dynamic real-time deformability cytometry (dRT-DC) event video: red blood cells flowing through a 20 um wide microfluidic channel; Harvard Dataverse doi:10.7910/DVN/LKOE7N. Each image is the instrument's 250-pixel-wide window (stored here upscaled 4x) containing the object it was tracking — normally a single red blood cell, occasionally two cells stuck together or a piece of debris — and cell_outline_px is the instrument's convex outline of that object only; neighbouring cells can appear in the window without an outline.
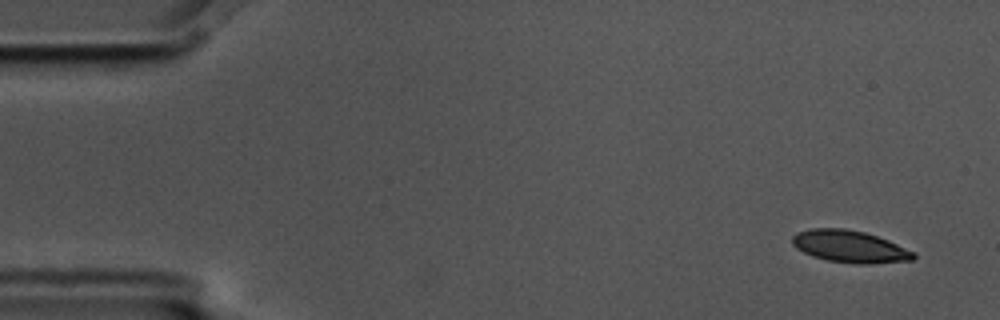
{"species": "common noctule bat (a hibernating species)", "species_latin": "Nyctalus noctula", "temperature_condition": "cold", "stored_images_in_passage": 4, "camera_frame_rate_fps": 3000, "um_per_image_px": 0.085, "animal": {"sex": "male", "body_mass_g": 17.5, "forearm_length_mm": 52.3}, "frame": {"image": 1, "passage_image": 1, "time_ms": 0.0, "image_size_px": [1000, 320], "cell_outline_px": [[916, 256], [912, 260], [868, 264], [856, 264], [828, 260], [812, 256], [796, 248], [792, 244], [792, 236], [796, 232], [812, 228], [844, 228], [864, 232], [888, 240], [916, 252]], "centroid_in_image_um": [72.23, 20.95], "position_along_channel_um": 12.8, "area_um2": 22.72}}
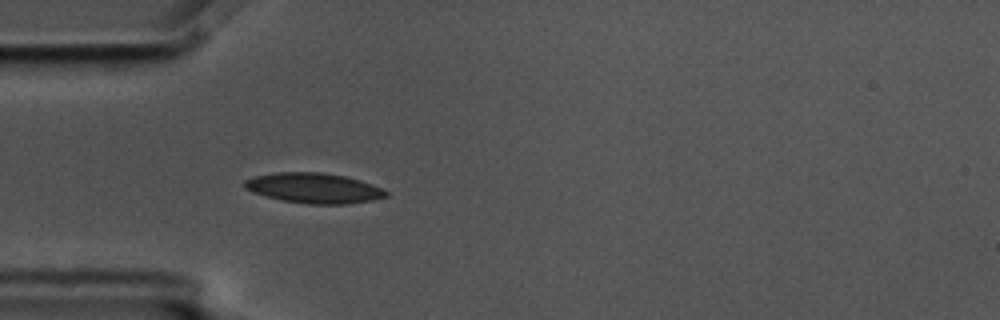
{"frame": {"image": 2, "passage_image": 4, "time_ms": 1.0, "image_size_px": [1000, 320], "cell_outline_px": [[388, 196], [372, 200], [348, 204], [308, 204], [280, 200], [252, 192], [244, 188], [244, 180], [256, 176], [276, 172], [324, 172], [344, 176], [360, 180], [384, 188], [388, 192]], "centroid_in_image_um": [26.7, 15.99], "position_along_channel_um": 58.3, "area_um2": 25.03}}